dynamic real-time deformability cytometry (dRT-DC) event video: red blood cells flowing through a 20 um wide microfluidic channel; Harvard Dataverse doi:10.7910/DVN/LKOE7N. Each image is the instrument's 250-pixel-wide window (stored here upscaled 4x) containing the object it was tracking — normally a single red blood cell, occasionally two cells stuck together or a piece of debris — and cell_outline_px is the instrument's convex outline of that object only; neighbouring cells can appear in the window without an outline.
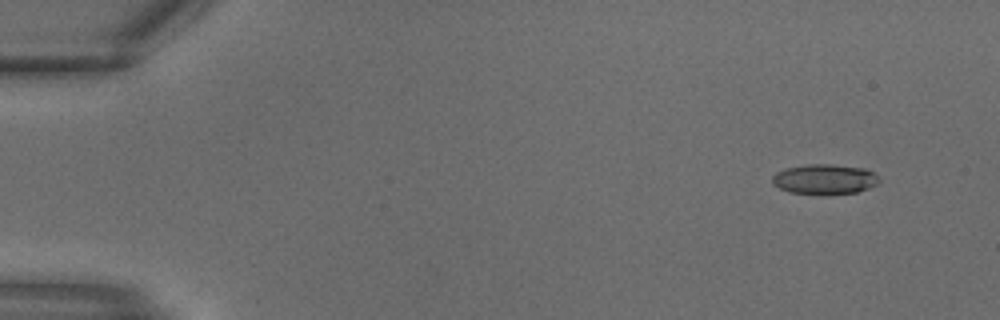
{"species": "common noctule bat (a hibernating species)", "species_latin": "Nyctalus noctula", "temperature_condition": "warm", "stored_images_in_passage": 10, "camera_frame_rate_fps": 3000, "um_per_image_px": 0.085, "animal": {"sex": "male", "body_mass_g": 18.8}, "frame": {"image": 1, "passage_image": 1, "time_ms": 0.0, "image_size_px": [1000, 320], "cell_outline_px": [[880, 180], [876, 184], [868, 188], [856, 192], [820, 196], [788, 192], [772, 184], [772, 176], [776, 172], [784, 168], [808, 164], [832, 164], [864, 168], [872, 172]], "centroid_in_image_um": [70.04, 15.25], "position_along_channel_um": 15.0, "area_um2": 19.07}}
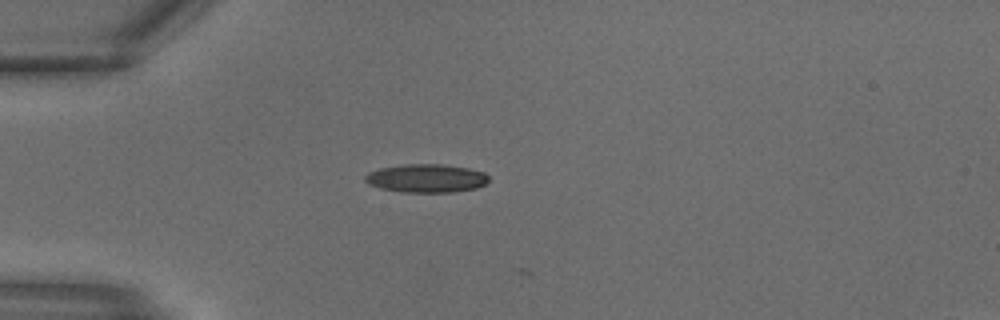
{"frame": {"image": 2, "passage_image": 7, "time_ms": 2.0, "image_size_px": [1000, 320], "cell_outline_px": [[488, 180], [484, 184], [476, 188], [452, 192], [404, 192], [380, 188], [368, 184], [364, 180], [364, 176], [368, 172], [380, 168], [404, 164], [440, 164], [468, 168], [484, 172], [488, 176]], "centroid_in_image_um": [36.21, 15.15], "position_along_channel_um": 48.8, "area_um2": 20.4}}
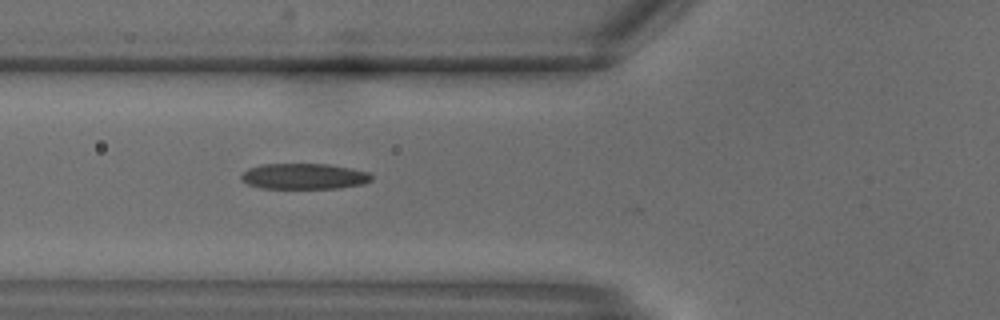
{"frame": {"image": 3, "passage_image": 10, "time_ms": 3.0, "image_size_px": [1000, 320], "cell_outline_px": [[372, 180], [364, 184], [340, 188], [260, 188], [248, 184], [240, 176], [248, 168], [260, 164], [328, 164], [352, 168], [368, 172], [372, 176]], "centroid_in_image_um": [25.87, 14.98], "position_along_channel_um": 99.9, "area_um2": 19.59}}